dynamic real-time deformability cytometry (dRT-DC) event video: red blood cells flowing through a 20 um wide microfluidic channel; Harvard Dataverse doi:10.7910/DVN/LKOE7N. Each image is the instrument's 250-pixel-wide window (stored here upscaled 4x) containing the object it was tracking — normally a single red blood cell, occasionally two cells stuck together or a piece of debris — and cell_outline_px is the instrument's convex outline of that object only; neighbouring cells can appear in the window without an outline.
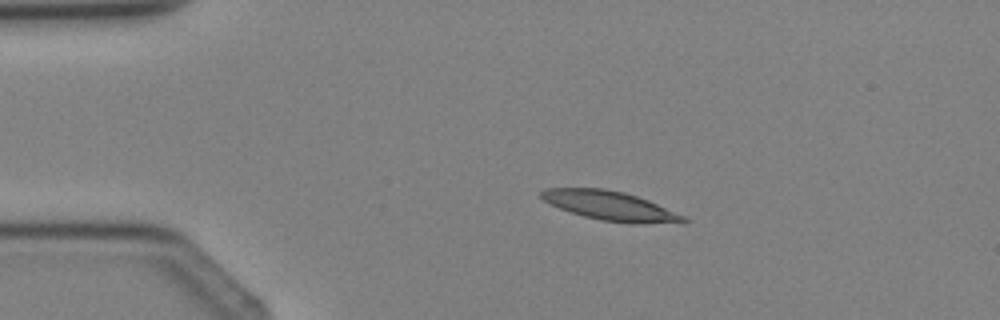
{"species": "Egyptian fruit bat (a non-hibernating species)", "species_latin": "Rousettus aegyptiacus", "temperature_condition": "cold", "stored_images_in_passage": 4, "camera_frame_rate_fps": 3000, "um_per_image_px": 0.085, "animal": {"sex": "female"}, "frame": {"image": 1, "passage_image": 2, "time_ms": 2.0, "image_size_px": [1000, 320], "cell_outline_px": [[688, 220], [632, 224], [600, 220], [584, 216], [560, 208], [544, 200], [540, 196], [540, 192], [544, 188], [604, 188], [624, 192], [648, 200], [684, 216]], "centroid_in_image_um": [51.78, 17.47], "position_along_channel_um": 33.2, "area_um2": 23.58}}
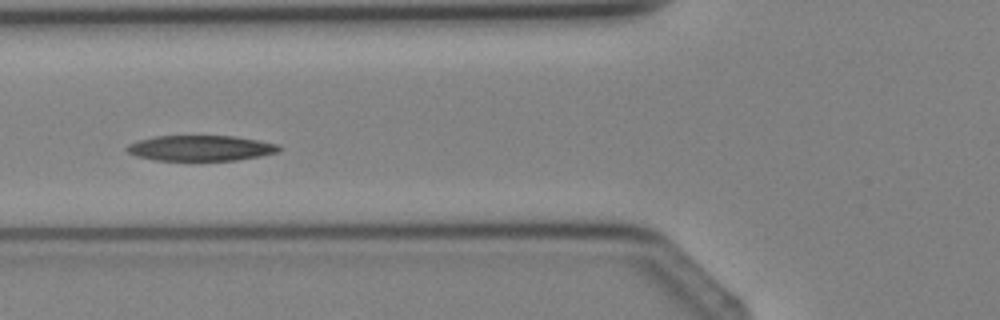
{"frame": {"image": 2, "passage_image": 4, "time_ms": 4.333, "image_size_px": [1000, 320], "cell_outline_px": [[284, 148], [280, 152], [260, 156], [236, 160], [156, 160], [136, 156], [128, 152], [124, 148], [128, 144], [140, 140], [156, 136], [236, 136], [260, 140], [280, 144]], "centroid_in_image_um": [17.13, 12.58], "position_along_channel_um": 108.7, "area_um2": 22.77}}